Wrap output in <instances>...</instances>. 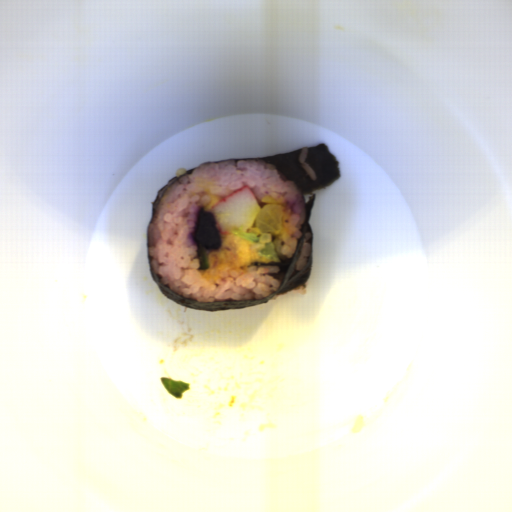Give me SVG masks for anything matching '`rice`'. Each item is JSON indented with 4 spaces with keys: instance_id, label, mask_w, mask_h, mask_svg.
<instances>
[{
    "instance_id": "obj_1",
    "label": "rice",
    "mask_w": 512,
    "mask_h": 512,
    "mask_svg": "<svg viewBox=\"0 0 512 512\" xmlns=\"http://www.w3.org/2000/svg\"><path fill=\"white\" fill-rule=\"evenodd\" d=\"M247 186L259 209L265 206L263 196L270 194L282 208V230L278 234L262 232L254 219L246 233L258 234L259 242L240 238L250 250L264 248L272 242L276 253L291 257L301 236L300 227L306 217L301 193L293 181H283L277 169L263 161L236 160L205 163L173 178L158 194L154 218L148 228V254L153 274L162 284L188 299L202 303L217 301L263 300L277 291L280 282L267 274L279 271L274 265H248L246 273L232 271L208 282L201 278L197 246L188 235L194 230L198 206L212 211L227 193Z\"/></svg>"
},
{
    "instance_id": "obj_2",
    "label": "rice",
    "mask_w": 512,
    "mask_h": 512,
    "mask_svg": "<svg viewBox=\"0 0 512 512\" xmlns=\"http://www.w3.org/2000/svg\"><path fill=\"white\" fill-rule=\"evenodd\" d=\"M311 237H312V233L309 231V232L305 233V235L302 239L298 260L295 265L296 271L303 270V268L305 267L306 262L310 256V253H311L310 238Z\"/></svg>"
},
{
    "instance_id": "obj_3",
    "label": "rice",
    "mask_w": 512,
    "mask_h": 512,
    "mask_svg": "<svg viewBox=\"0 0 512 512\" xmlns=\"http://www.w3.org/2000/svg\"><path fill=\"white\" fill-rule=\"evenodd\" d=\"M186 171H188L186 167L179 168L175 171V177L185 174Z\"/></svg>"
}]
</instances>
